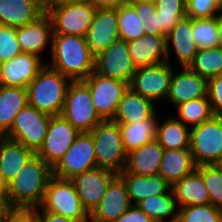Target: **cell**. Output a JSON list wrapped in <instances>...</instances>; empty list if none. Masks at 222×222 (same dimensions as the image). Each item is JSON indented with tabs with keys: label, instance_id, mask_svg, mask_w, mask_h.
<instances>
[{
	"label": "cell",
	"instance_id": "cell-15",
	"mask_svg": "<svg viewBox=\"0 0 222 222\" xmlns=\"http://www.w3.org/2000/svg\"><path fill=\"white\" fill-rule=\"evenodd\" d=\"M118 173L110 169L95 168L71 179L80 198L82 207L90 214L106 193Z\"/></svg>",
	"mask_w": 222,
	"mask_h": 222
},
{
	"label": "cell",
	"instance_id": "cell-18",
	"mask_svg": "<svg viewBox=\"0 0 222 222\" xmlns=\"http://www.w3.org/2000/svg\"><path fill=\"white\" fill-rule=\"evenodd\" d=\"M131 206L126 184L117 176L89 214V222H115Z\"/></svg>",
	"mask_w": 222,
	"mask_h": 222
},
{
	"label": "cell",
	"instance_id": "cell-37",
	"mask_svg": "<svg viewBox=\"0 0 222 222\" xmlns=\"http://www.w3.org/2000/svg\"><path fill=\"white\" fill-rule=\"evenodd\" d=\"M193 36L198 49L220 46L219 15L193 19Z\"/></svg>",
	"mask_w": 222,
	"mask_h": 222
},
{
	"label": "cell",
	"instance_id": "cell-7",
	"mask_svg": "<svg viewBox=\"0 0 222 222\" xmlns=\"http://www.w3.org/2000/svg\"><path fill=\"white\" fill-rule=\"evenodd\" d=\"M190 151L196 167L222 161V118L212 116L191 128Z\"/></svg>",
	"mask_w": 222,
	"mask_h": 222
},
{
	"label": "cell",
	"instance_id": "cell-52",
	"mask_svg": "<svg viewBox=\"0 0 222 222\" xmlns=\"http://www.w3.org/2000/svg\"><path fill=\"white\" fill-rule=\"evenodd\" d=\"M13 208L6 206L0 207V222H4L5 216L12 210Z\"/></svg>",
	"mask_w": 222,
	"mask_h": 222
},
{
	"label": "cell",
	"instance_id": "cell-44",
	"mask_svg": "<svg viewBox=\"0 0 222 222\" xmlns=\"http://www.w3.org/2000/svg\"><path fill=\"white\" fill-rule=\"evenodd\" d=\"M157 12L159 28L166 36L181 19L186 17V11L157 10Z\"/></svg>",
	"mask_w": 222,
	"mask_h": 222
},
{
	"label": "cell",
	"instance_id": "cell-42",
	"mask_svg": "<svg viewBox=\"0 0 222 222\" xmlns=\"http://www.w3.org/2000/svg\"><path fill=\"white\" fill-rule=\"evenodd\" d=\"M21 52L16 36V27L0 24V56L2 60H11Z\"/></svg>",
	"mask_w": 222,
	"mask_h": 222
},
{
	"label": "cell",
	"instance_id": "cell-47",
	"mask_svg": "<svg viewBox=\"0 0 222 222\" xmlns=\"http://www.w3.org/2000/svg\"><path fill=\"white\" fill-rule=\"evenodd\" d=\"M35 222H79L71 218L64 217L50 211L33 209Z\"/></svg>",
	"mask_w": 222,
	"mask_h": 222
},
{
	"label": "cell",
	"instance_id": "cell-38",
	"mask_svg": "<svg viewBox=\"0 0 222 222\" xmlns=\"http://www.w3.org/2000/svg\"><path fill=\"white\" fill-rule=\"evenodd\" d=\"M177 222H222V209L210 203L179 207Z\"/></svg>",
	"mask_w": 222,
	"mask_h": 222
},
{
	"label": "cell",
	"instance_id": "cell-21",
	"mask_svg": "<svg viewBox=\"0 0 222 222\" xmlns=\"http://www.w3.org/2000/svg\"><path fill=\"white\" fill-rule=\"evenodd\" d=\"M167 59L170 62L171 47L175 52L180 67H188L198 52V47L193 36V19L185 17L167 34ZM171 46V47H170Z\"/></svg>",
	"mask_w": 222,
	"mask_h": 222
},
{
	"label": "cell",
	"instance_id": "cell-25",
	"mask_svg": "<svg viewBox=\"0 0 222 222\" xmlns=\"http://www.w3.org/2000/svg\"><path fill=\"white\" fill-rule=\"evenodd\" d=\"M124 181L132 205H136L148 196H156L168 193L171 185L159 174L151 176H139L127 173L125 170L118 173Z\"/></svg>",
	"mask_w": 222,
	"mask_h": 222
},
{
	"label": "cell",
	"instance_id": "cell-34",
	"mask_svg": "<svg viewBox=\"0 0 222 222\" xmlns=\"http://www.w3.org/2000/svg\"><path fill=\"white\" fill-rule=\"evenodd\" d=\"M188 68L207 80L222 75V47L198 49Z\"/></svg>",
	"mask_w": 222,
	"mask_h": 222
},
{
	"label": "cell",
	"instance_id": "cell-5",
	"mask_svg": "<svg viewBox=\"0 0 222 222\" xmlns=\"http://www.w3.org/2000/svg\"><path fill=\"white\" fill-rule=\"evenodd\" d=\"M34 209L50 211L79 222H89V214L70 179L52 176L46 187L41 205Z\"/></svg>",
	"mask_w": 222,
	"mask_h": 222
},
{
	"label": "cell",
	"instance_id": "cell-17",
	"mask_svg": "<svg viewBox=\"0 0 222 222\" xmlns=\"http://www.w3.org/2000/svg\"><path fill=\"white\" fill-rule=\"evenodd\" d=\"M85 38L94 57L118 40L119 28L116 9H97Z\"/></svg>",
	"mask_w": 222,
	"mask_h": 222
},
{
	"label": "cell",
	"instance_id": "cell-19",
	"mask_svg": "<svg viewBox=\"0 0 222 222\" xmlns=\"http://www.w3.org/2000/svg\"><path fill=\"white\" fill-rule=\"evenodd\" d=\"M208 97V80L191 71L188 67H181L173 71L167 100L174 106L187 101Z\"/></svg>",
	"mask_w": 222,
	"mask_h": 222
},
{
	"label": "cell",
	"instance_id": "cell-26",
	"mask_svg": "<svg viewBox=\"0 0 222 222\" xmlns=\"http://www.w3.org/2000/svg\"><path fill=\"white\" fill-rule=\"evenodd\" d=\"M42 0H0V24L20 27L44 13Z\"/></svg>",
	"mask_w": 222,
	"mask_h": 222
},
{
	"label": "cell",
	"instance_id": "cell-54",
	"mask_svg": "<svg viewBox=\"0 0 222 222\" xmlns=\"http://www.w3.org/2000/svg\"><path fill=\"white\" fill-rule=\"evenodd\" d=\"M135 1H141V0H126V2H135ZM144 1H153V2H155L156 0H144Z\"/></svg>",
	"mask_w": 222,
	"mask_h": 222
},
{
	"label": "cell",
	"instance_id": "cell-27",
	"mask_svg": "<svg viewBox=\"0 0 222 222\" xmlns=\"http://www.w3.org/2000/svg\"><path fill=\"white\" fill-rule=\"evenodd\" d=\"M157 111L154 103L128 88L118 105L113 121L116 123H134L150 118Z\"/></svg>",
	"mask_w": 222,
	"mask_h": 222
},
{
	"label": "cell",
	"instance_id": "cell-9",
	"mask_svg": "<svg viewBox=\"0 0 222 222\" xmlns=\"http://www.w3.org/2000/svg\"><path fill=\"white\" fill-rule=\"evenodd\" d=\"M50 118L51 115L27 105L16 115L11 129L4 136L37 153L43 145Z\"/></svg>",
	"mask_w": 222,
	"mask_h": 222
},
{
	"label": "cell",
	"instance_id": "cell-3",
	"mask_svg": "<svg viewBox=\"0 0 222 222\" xmlns=\"http://www.w3.org/2000/svg\"><path fill=\"white\" fill-rule=\"evenodd\" d=\"M71 81L46 64L26 87L28 105L51 116L61 115Z\"/></svg>",
	"mask_w": 222,
	"mask_h": 222
},
{
	"label": "cell",
	"instance_id": "cell-2",
	"mask_svg": "<svg viewBox=\"0 0 222 222\" xmlns=\"http://www.w3.org/2000/svg\"><path fill=\"white\" fill-rule=\"evenodd\" d=\"M51 63L48 66L71 80H83L94 71L95 57L86 38L78 35H53Z\"/></svg>",
	"mask_w": 222,
	"mask_h": 222
},
{
	"label": "cell",
	"instance_id": "cell-29",
	"mask_svg": "<svg viewBox=\"0 0 222 222\" xmlns=\"http://www.w3.org/2000/svg\"><path fill=\"white\" fill-rule=\"evenodd\" d=\"M27 105L26 88L0 85V136L11 129L16 115Z\"/></svg>",
	"mask_w": 222,
	"mask_h": 222
},
{
	"label": "cell",
	"instance_id": "cell-24",
	"mask_svg": "<svg viewBox=\"0 0 222 222\" xmlns=\"http://www.w3.org/2000/svg\"><path fill=\"white\" fill-rule=\"evenodd\" d=\"M35 154L20 142L0 136V177L8 184Z\"/></svg>",
	"mask_w": 222,
	"mask_h": 222
},
{
	"label": "cell",
	"instance_id": "cell-6",
	"mask_svg": "<svg viewBox=\"0 0 222 222\" xmlns=\"http://www.w3.org/2000/svg\"><path fill=\"white\" fill-rule=\"evenodd\" d=\"M61 115L79 132H90L103 121L94 108L90 89L83 80L70 82Z\"/></svg>",
	"mask_w": 222,
	"mask_h": 222
},
{
	"label": "cell",
	"instance_id": "cell-50",
	"mask_svg": "<svg viewBox=\"0 0 222 222\" xmlns=\"http://www.w3.org/2000/svg\"><path fill=\"white\" fill-rule=\"evenodd\" d=\"M9 206L8 185L0 177V207Z\"/></svg>",
	"mask_w": 222,
	"mask_h": 222
},
{
	"label": "cell",
	"instance_id": "cell-31",
	"mask_svg": "<svg viewBox=\"0 0 222 222\" xmlns=\"http://www.w3.org/2000/svg\"><path fill=\"white\" fill-rule=\"evenodd\" d=\"M157 112L148 119H142L134 123H118L123 147L127 153L156 138L158 125Z\"/></svg>",
	"mask_w": 222,
	"mask_h": 222
},
{
	"label": "cell",
	"instance_id": "cell-4",
	"mask_svg": "<svg viewBox=\"0 0 222 222\" xmlns=\"http://www.w3.org/2000/svg\"><path fill=\"white\" fill-rule=\"evenodd\" d=\"M90 133L93 137L97 167L122 172L126 166L127 152L123 147L119 124L113 120H105L96 125Z\"/></svg>",
	"mask_w": 222,
	"mask_h": 222
},
{
	"label": "cell",
	"instance_id": "cell-13",
	"mask_svg": "<svg viewBox=\"0 0 222 222\" xmlns=\"http://www.w3.org/2000/svg\"><path fill=\"white\" fill-rule=\"evenodd\" d=\"M79 133L62 115L51 116L43 145L36 154L53 168Z\"/></svg>",
	"mask_w": 222,
	"mask_h": 222
},
{
	"label": "cell",
	"instance_id": "cell-32",
	"mask_svg": "<svg viewBox=\"0 0 222 222\" xmlns=\"http://www.w3.org/2000/svg\"><path fill=\"white\" fill-rule=\"evenodd\" d=\"M191 129L176 117L161 124L158 119L156 140L165 150L190 149Z\"/></svg>",
	"mask_w": 222,
	"mask_h": 222
},
{
	"label": "cell",
	"instance_id": "cell-1",
	"mask_svg": "<svg viewBox=\"0 0 222 222\" xmlns=\"http://www.w3.org/2000/svg\"><path fill=\"white\" fill-rule=\"evenodd\" d=\"M53 169L35 154L8 185L9 207L34 209L41 205Z\"/></svg>",
	"mask_w": 222,
	"mask_h": 222
},
{
	"label": "cell",
	"instance_id": "cell-48",
	"mask_svg": "<svg viewBox=\"0 0 222 222\" xmlns=\"http://www.w3.org/2000/svg\"><path fill=\"white\" fill-rule=\"evenodd\" d=\"M157 10L186 11V0H156Z\"/></svg>",
	"mask_w": 222,
	"mask_h": 222
},
{
	"label": "cell",
	"instance_id": "cell-12",
	"mask_svg": "<svg viewBox=\"0 0 222 222\" xmlns=\"http://www.w3.org/2000/svg\"><path fill=\"white\" fill-rule=\"evenodd\" d=\"M173 68L167 61L137 68L129 88L153 103L168 97Z\"/></svg>",
	"mask_w": 222,
	"mask_h": 222
},
{
	"label": "cell",
	"instance_id": "cell-33",
	"mask_svg": "<svg viewBox=\"0 0 222 222\" xmlns=\"http://www.w3.org/2000/svg\"><path fill=\"white\" fill-rule=\"evenodd\" d=\"M136 205L155 222H177L178 206L172 189L162 195L148 196Z\"/></svg>",
	"mask_w": 222,
	"mask_h": 222
},
{
	"label": "cell",
	"instance_id": "cell-55",
	"mask_svg": "<svg viewBox=\"0 0 222 222\" xmlns=\"http://www.w3.org/2000/svg\"><path fill=\"white\" fill-rule=\"evenodd\" d=\"M3 64H4V61L2 60V58L0 56V71H1V68H2Z\"/></svg>",
	"mask_w": 222,
	"mask_h": 222
},
{
	"label": "cell",
	"instance_id": "cell-36",
	"mask_svg": "<svg viewBox=\"0 0 222 222\" xmlns=\"http://www.w3.org/2000/svg\"><path fill=\"white\" fill-rule=\"evenodd\" d=\"M178 120L189 128L197 126L212 116V107L208 97H202L187 101L177 107Z\"/></svg>",
	"mask_w": 222,
	"mask_h": 222
},
{
	"label": "cell",
	"instance_id": "cell-51",
	"mask_svg": "<svg viewBox=\"0 0 222 222\" xmlns=\"http://www.w3.org/2000/svg\"><path fill=\"white\" fill-rule=\"evenodd\" d=\"M82 1L85 0H42V4L44 7V11H47L49 8L57 7L62 4L82 2Z\"/></svg>",
	"mask_w": 222,
	"mask_h": 222
},
{
	"label": "cell",
	"instance_id": "cell-14",
	"mask_svg": "<svg viewBox=\"0 0 222 222\" xmlns=\"http://www.w3.org/2000/svg\"><path fill=\"white\" fill-rule=\"evenodd\" d=\"M136 67L130 57L128 44L122 39L114 41L95 57L94 72L130 83Z\"/></svg>",
	"mask_w": 222,
	"mask_h": 222
},
{
	"label": "cell",
	"instance_id": "cell-11",
	"mask_svg": "<svg viewBox=\"0 0 222 222\" xmlns=\"http://www.w3.org/2000/svg\"><path fill=\"white\" fill-rule=\"evenodd\" d=\"M83 81L90 89L94 108L100 118L103 121L113 120L120 100L129 88V84L94 71Z\"/></svg>",
	"mask_w": 222,
	"mask_h": 222
},
{
	"label": "cell",
	"instance_id": "cell-49",
	"mask_svg": "<svg viewBox=\"0 0 222 222\" xmlns=\"http://www.w3.org/2000/svg\"><path fill=\"white\" fill-rule=\"evenodd\" d=\"M97 9H117L123 5L126 0H87Z\"/></svg>",
	"mask_w": 222,
	"mask_h": 222
},
{
	"label": "cell",
	"instance_id": "cell-46",
	"mask_svg": "<svg viewBox=\"0 0 222 222\" xmlns=\"http://www.w3.org/2000/svg\"><path fill=\"white\" fill-rule=\"evenodd\" d=\"M4 222H35L34 210L13 208L5 216Z\"/></svg>",
	"mask_w": 222,
	"mask_h": 222
},
{
	"label": "cell",
	"instance_id": "cell-30",
	"mask_svg": "<svg viewBox=\"0 0 222 222\" xmlns=\"http://www.w3.org/2000/svg\"><path fill=\"white\" fill-rule=\"evenodd\" d=\"M195 169L190 149L164 150L158 174L172 186Z\"/></svg>",
	"mask_w": 222,
	"mask_h": 222
},
{
	"label": "cell",
	"instance_id": "cell-10",
	"mask_svg": "<svg viewBox=\"0 0 222 222\" xmlns=\"http://www.w3.org/2000/svg\"><path fill=\"white\" fill-rule=\"evenodd\" d=\"M95 168L97 162L93 137L90 132H80L52 169L53 176L71 180L76 175Z\"/></svg>",
	"mask_w": 222,
	"mask_h": 222
},
{
	"label": "cell",
	"instance_id": "cell-40",
	"mask_svg": "<svg viewBox=\"0 0 222 222\" xmlns=\"http://www.w3.org/2000/svg\"><path fill=\"white\" fill-rule=\"evenodd\" d=\"M135 9L137 16L140 20H144L145 23V34L166 36L159 28L158 12L153 1H135L129 2Z\"/></svg>",
	"mask_w": 222,
	"mask_h": 222
},
{
	"label": "cell",
	"instance_id": "cell-56",
	"mask_svg": "<svg viewBox=\"0 0 222 222\" xmlns=\"http://www.w3.org/2000/svg\"><path fill=\"white\" fill-rule=\"evenodd\" d=\"M220 167H221V169H222V161L218 164Z\"/></svg>",
	"mask_w": 222,
	"mask_h": 222
},
{
	"label": "cell",
	"instance_id": "cell-16",
	"mask_svg": "<svg viewBox=\"0 0 222 222\" xmlns=\"http://www.w3.org/2000/svg\"><path fill=\"white\" fill-rule=\"evenodd\" d=\"M45 65L42 57L21 52L13 59L4 61L0 71V85L26 88Z\"/></svg>",
	"mask_w": 222,
	"mask_h": 222
},
{
	"label": "cell",
	"instance_id": "cell-39",
	"mask_svg": "<svg viewBox=\"0 0 222 222\" xmlns=\"http://www.w3.org/2000/svg\"><path fill=\"white\" fill-rule=\"evenodd\" d=\"M202 175L209 194L210 204L222 209V169L219 165H202L196 167Z\"/></svg>",
	"mask_w": 222,
	"mask_h": 222
},
{
	"label": "cell",
	"instance_id": "cell-41",
	"mask_svg": "<svg viewBox=\"0 0 222 222\" xmlns=\"http://www.w3.org/2000/svg\"><path fill=\"white\" fill-rule=\"evenodd\" d=\"M222 13V0H186V17L213 18Z\"/></svg>",
	"mask_w": 222,
	"mask_h": 222
},
{
	"label": "cell",
	"instance_id": "cell-43",
	"mask_svg": "<svg viewBox=\"0 0 222 222\" xmlns=\"http://www.w3.org/2000/svg\"><path fill=\"white\" fill-rule=\"evenodd\" d=\"M208 99L213 116L222 118V75L208 79Z\"/></svg>",
	"mask_w": 222,
	"mask_h": 222
},
{
	"label": "cell",
	"instance_id": "cell-53",
	"mask_svg": "<svg viewBox=\"0 0 222 222\" xmlns=\"http://www.w3.org/2000/svg\"><path fill=\"white\" fill-rule=\"evenodd\" d=\"M219 42L222 47V13L219 15Z\"/></svg>",
	"mask_w": 222,
	"mask_h": 222
},
{
	"label": "cell",
	"instance_id": "cell-23",
	"mask_svg": "<svg viewBox=\"0 0 222 222\" xmlns=\"http://www.w3.org/2000/svg\"><path fill=\"white\" fill-rule=\"evenodd\" d=\"M164 148L154 139L127 153L125 171L139 176L158 174Z\"/></svg>",
	"mask_w": 222,
	"mask_h": 222
},
{
	"label": "cell",
	"instance_id": "cell-8",
	"mask_svg": "<svg viewBox=\"0 0 222 222\" xmlns=\"http://www.w3.org/2000/svg\"><path fill=\"white\" fill-rule=\"evenodd\" d=\"M97 8L87 0L62 4L49 8L54 35H78L85 37Z\"/></svg>",
	"mask_w": 222,
	"mask_h": 222
},
{
	"label": "cell",
	"instance_id": "cell-22",
	"mask_svg": "<svg viewBox=\"0 0 222 222\" xmlns=\"http://www.w3.org/2000/svg\"><path fill=\"white\" fill-rule=\"evenodd\" d=\"M127 44L136 69L158 64L167 59L166 36L144 34Z\"/></svg>",
	"mask_w": 222,
	"mask_h": 222
},
{
	"label": "cell",
	"instance_id": "cell-45",
	"mask_svg": "<svg viewBox=\"0 0 222 222\" xmlns=\"http://www.w3.org/2000/svg\"><path fill=\"white\" fill-rule=\"evenodd\" d=\"M115 222H155L137 205H132Z\"/></svg>",
	"mask_w": 222,
	"mask_h": 222
},
{
	"label": "cell",
	"instance_id": "cell-35",
	"mask_svg": "<svg viewBox=\"0 0 222 222\" xmlns=\"http://www.w3.org/2000/svg\"><path fill=\"white\" fill-rule=\"evenodd\" d=\"M118 28H119V39L126 42L140 38L145 34V21L140 20L137 16L134 7L129 3L125 2L123 5L116 9Z\"/></svg>",
	"mask_w": 222,
	"mask_h": 222
},
{
	"label": "cell",
	"instance_id": "cell-28",
	"mask_svg": "<svg viewBox=\"0 0 222 222\" xmlns=\"http://www.w3.org/2000/svg\"><path fill=\"white\" fill-rule=\"evenodd\" d=\"M171 189L178 207L210 203L209 194L203 182L202 175L196 169L191 174L175 182Z\"/></svg>",
	"mask_w": 222,
	"mask_h": 222
},
{
	"label": "cell",
	"instance_id": "cell-20",
	"mask_svg": "<svg viewBox=\"0 0 222 222\" xmlns=\"http://www.w3.org/2000/svg\"><path fill=\"white\" fill-rule=\"evenodd\" d=\"M53 35L52 20L46 11L36 20L16 28V36L21 51L35 54L39 57L49 43L51 50Z\"/></svg>",
	"mask_w": 222,
	"mask_h": 222
}]
</instances>
